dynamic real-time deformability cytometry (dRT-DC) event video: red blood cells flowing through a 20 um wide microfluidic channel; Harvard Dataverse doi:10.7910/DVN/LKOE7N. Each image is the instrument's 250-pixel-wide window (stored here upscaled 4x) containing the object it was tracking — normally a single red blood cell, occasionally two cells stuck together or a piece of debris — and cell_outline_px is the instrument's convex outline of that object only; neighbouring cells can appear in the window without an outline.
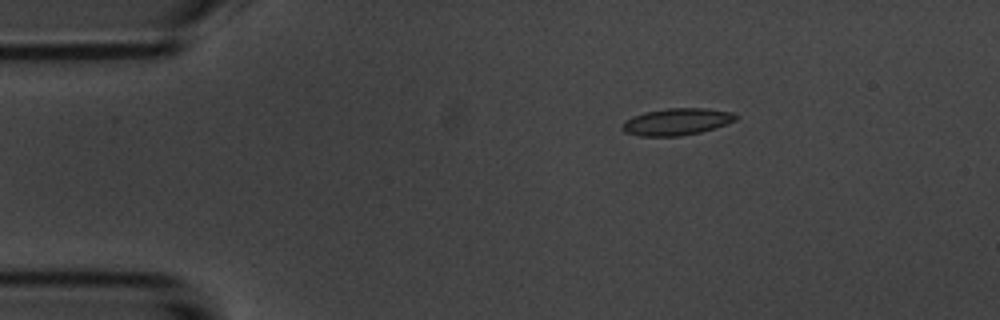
{"species": "common noctule bat (a hibernating species)", "species_latin": "Nyctalus noctula", "temperature_condition": "room temperature", "stored_images_in_passage": 3, "camera_frame_rate_fps": 3000, "um_per_image_px": 0.085, "animal": {"sex": "male", "body_mass_g": 20.1, "forearm_length_mm": 53.5}, "frame": {"image": 1, "passage_image": 2, "time_ms": 1.667, "image_size_px": [1000, 320], "cell_outline_px": [[740, 116], [736, 120], [716, 128], [700, 132], [680, 136], [640, 136], [624, 132], [620, 128], [624, 120], [632, 116], [644, 112], [668, 108], [708, 108], [736, 112]], "centroid_in_image_um": [57.55, 10.34], "position_along_channel_um": 27.5, "area_um2": 18.15}}